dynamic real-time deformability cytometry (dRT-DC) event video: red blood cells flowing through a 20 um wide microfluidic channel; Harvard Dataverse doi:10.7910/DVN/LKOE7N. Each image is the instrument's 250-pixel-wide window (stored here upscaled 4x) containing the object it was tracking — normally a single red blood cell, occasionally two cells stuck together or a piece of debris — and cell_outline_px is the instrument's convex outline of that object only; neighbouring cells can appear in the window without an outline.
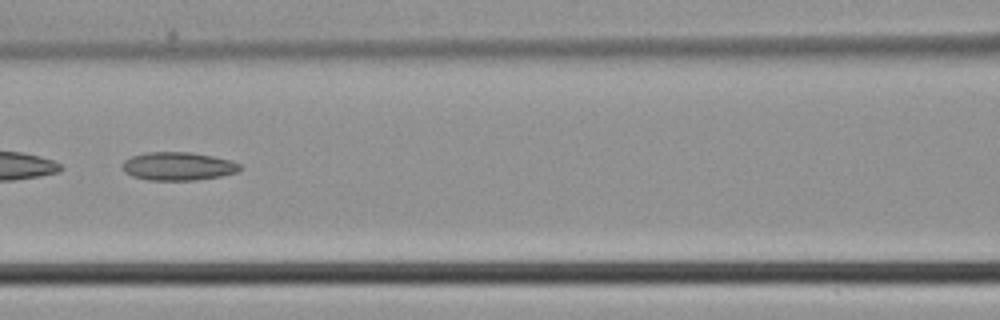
{"species": "common noctule bat (a hibernating species)", "species_latin": "Nyctalus noctula", "temperature_condition": "cold", "stored_images_in_passage": 34, "camera_frame_rate_fps": 3000, "um_per_image_px": 0.085, "animal": {"sex": "male", "body_mass_g": 21.5, "forearm_length_mm": 52.0}, "frame": {"image": 1, "passage_image": 10, "time_ms": 3.0, "image_size_px": [1000, 320], "cell_outline_px": [[240, 168], [236, 172], [220, 176], [196, 180], [148, 180], [132, 176], [124, 172], [124, 160], [132, 156], [148, 152], [192, 152], [232, 160], [240, 164]], "centroid_in_image_um": [15.14, 14.13], "position_along_channel_um": 151.5, "area_um2": 19.25}}